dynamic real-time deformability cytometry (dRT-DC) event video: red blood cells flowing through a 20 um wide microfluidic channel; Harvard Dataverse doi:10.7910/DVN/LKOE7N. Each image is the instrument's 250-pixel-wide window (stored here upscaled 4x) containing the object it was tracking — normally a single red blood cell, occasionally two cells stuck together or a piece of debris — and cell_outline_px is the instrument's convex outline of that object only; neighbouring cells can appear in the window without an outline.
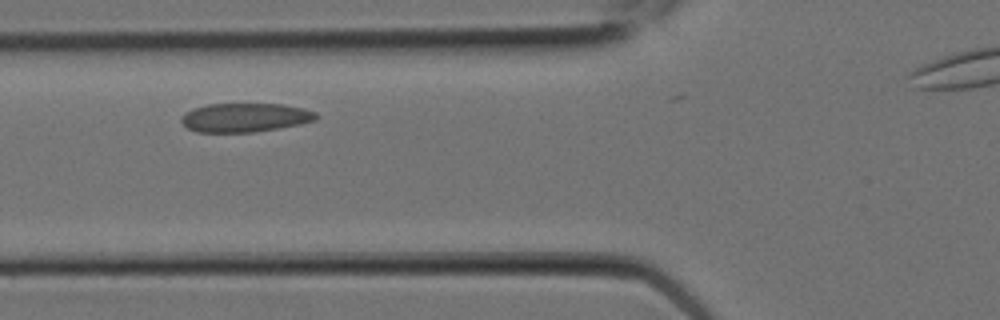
{"species": "Egyptian fruit bat (a non-hibernating species)", "species_latin": "Rousettus aegyptiacus", "temperature_condition": "room temperature", "stored_images_in_passage": 6, "camera_frame_rate_fps": 3000, "um_per_image_px": 0.085, "animal": {"sex": "female"}, "frame": {"image": 1, "passage_image": 4, "time_ms": 1.0, "image_size_px": [1000, 320], "cell_outline_px": [[320, 116], [316, 120], [300, 124], [252, 132], [196, 132], [188, 128], [180, 120], [180, 116], [184, 112], [192, 108], [208, 104], [284, 104], [304, 108], [316, 112]], "centroid_in_image_um": [20.82, 9.98], "position_along_channel_um": 105.0, "area_um2": 22.83}}
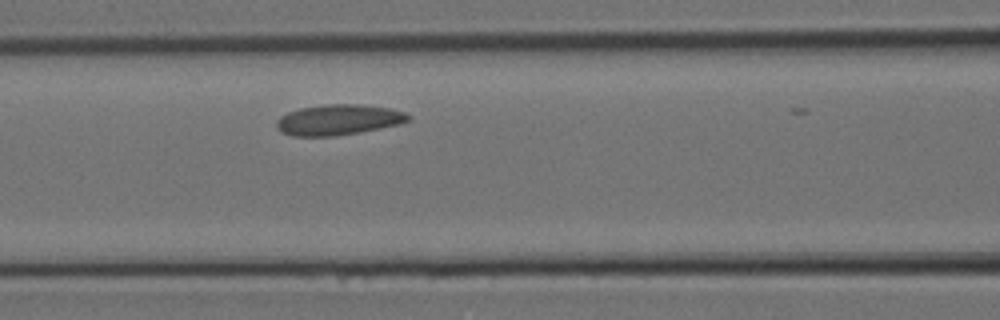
{"frame": {"image": 2, "passage_image": 5, "time_ms": 1.333, "image_size_px": [1000, 320], "cell_outline_px": [[412, 116], [408, 120], [396, 124], [336, 136], [292, 136], [280, 132], [276, 128], [276, 120], [280, 116], [288, 112], [300, 108], [324, 104], [360, 104], [392, 108], [404, 112]], "centroid_in_image_um": [28.7, 10.17], "position_along_channel_um": 137.9, "area_um2": 23.35}}